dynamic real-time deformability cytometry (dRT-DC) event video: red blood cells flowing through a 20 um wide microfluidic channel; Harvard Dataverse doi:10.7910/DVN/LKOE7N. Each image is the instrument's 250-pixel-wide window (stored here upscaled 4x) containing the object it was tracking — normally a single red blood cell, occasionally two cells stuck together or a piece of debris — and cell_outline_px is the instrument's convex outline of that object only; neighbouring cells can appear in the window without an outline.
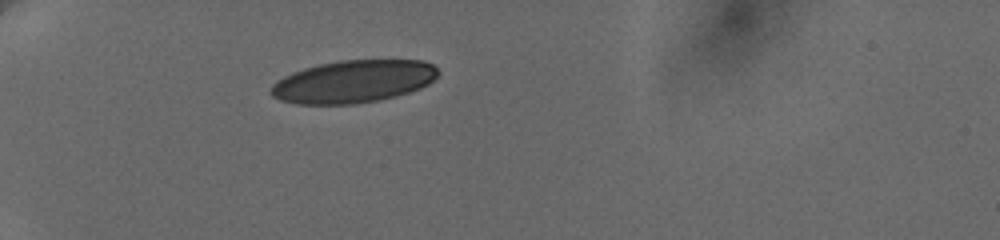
{"species": "human", "species_latin": "Homo sapiens", "temperature_condition": "cold", "stored_images_in_passage": 15, "camera_frame_rate_fps": 3000, "um_per_image_px": 0.085, "donor": {"sex": "female"}, "frame": {"image": 1, "passage_image": 1, "time_ms": 0.0, "image_size_px": [1000, 240], "cell_outline_px": [[440, 72], [428, 84], [420, 88], [396, 96], [380, 100], [356, 104], [296, 104], [280, 100], [272, 96], [268, 92], [272, 84], [276, 80], [292, 72], [304, 68], [320, 64], [340, 60], [424, 60], [432, 64]], "centroid_in_image_um": [30.0, 6.93], "position_along_channel_um": 55.0, "area_um2": 41.67}}
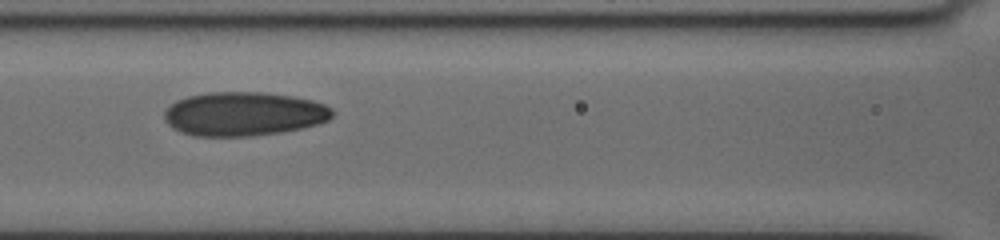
{"frame": {"image": 2, "passage_image": 12, "time_ms": 3.333, "image_size_px": [1000, 240], "cell_outline_px": [[332, 116], [328, 120], [316, 124], [300, 128], [280, 132], [252, 136], [192, 136], [180, 132], [172, 128], [164, 120], [164, 112], [176, 100], [188, 96], [208, 92], [264, 92], [292, 96], [312, 100], [324, 104], [332, 108]], "centroid_in_image_um": [20.69, 9.68], "position_along_channel_um": 145.9, "area_um2": 43.06}}
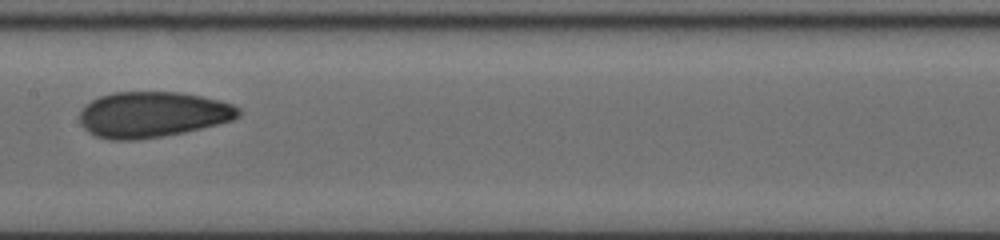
{"frame": {"image": 3, "passage_image": 14, "time_ms": 4.667, "image_size_px": [1000, 240], "cell_outline_px": [[240, 116], [232, 120], [184, 132], [164, 136], [136, 140], [112, 140], [96, 136], [88, 132], [80, 124], [80, 108], [92, 100], [100, 96], [112, 92], [180, 92], [220, 100], [232, 104], [240, 108]], "centroid_in_image_um": [12.94, 9.73], "position_along_channel_um": 194.5, "area_um2": 42.43}}